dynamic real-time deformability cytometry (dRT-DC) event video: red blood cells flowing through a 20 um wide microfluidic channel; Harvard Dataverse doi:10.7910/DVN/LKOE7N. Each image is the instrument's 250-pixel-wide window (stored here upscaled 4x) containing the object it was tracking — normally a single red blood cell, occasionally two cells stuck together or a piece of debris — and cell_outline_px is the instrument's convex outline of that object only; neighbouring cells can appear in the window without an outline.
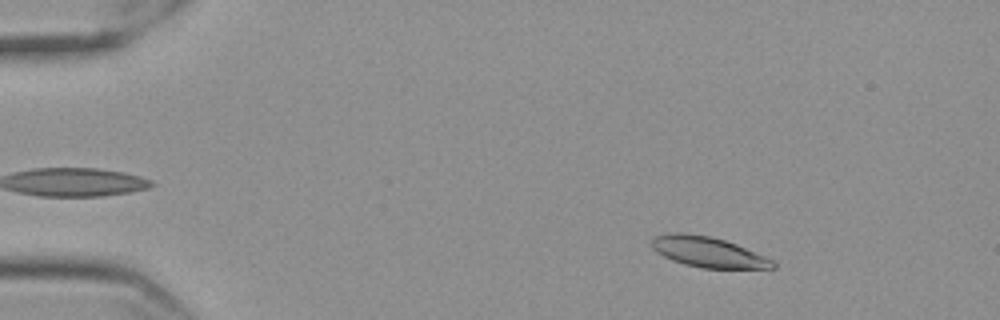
{"species": "Egyptian fruit bat (a non-hibernating species)", "species_latin": "Rousettus aegyptiacus", "temperature_condition": "cold", "stored_images_in_passage": 58, "camera_frame_rate_fps": 3000, "um_per_image_px": 0.085, "frame": {"image": 1, "passage_image": 8, "time_ms": 2.333, "image_size_px": [1000, 320], "cell_outline_px": [[776, 268], [700, 268], [684, 264], [672, 260], [656, 252], [652, 248], [652, 240], [656, 236], [668, 232], [680, 232], [708, 236], [724, 240], [736, 244], [764, 256], [772, 260], [776, 264]], "centroid_in_image_um": [60.16, 21.42], "position_along_channel_um": 24.8, "area_um2": 21.27}}
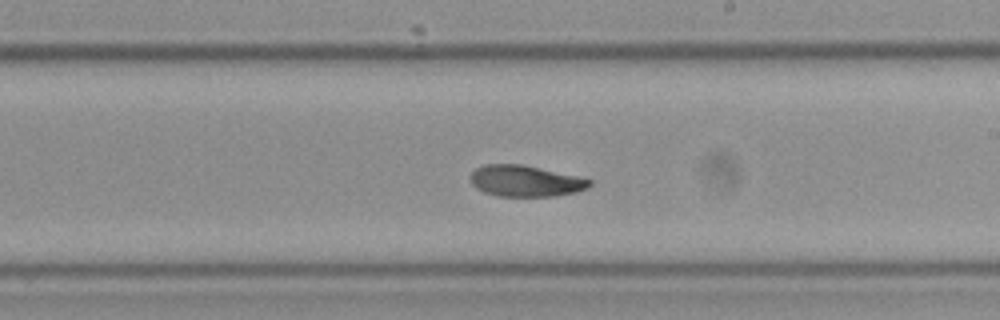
{"frame": {"image": 2, "passage_image": 34, "time_ms": 11.0, "image_size_px": [1000, 320], "cell_outline_px": [[592, 184], [588, 188], [576, 192], [556, 196], [496, 196], [484, 192], [476, 188], [472, 184], [468, 176], [476, 168], [484, 164], [520, 164], [576, 176], [592, 180]], "centroid_in_image_um": [44.62, 15.39], "position_along_channel_um": 244.4, "area_um2": 21.68}}
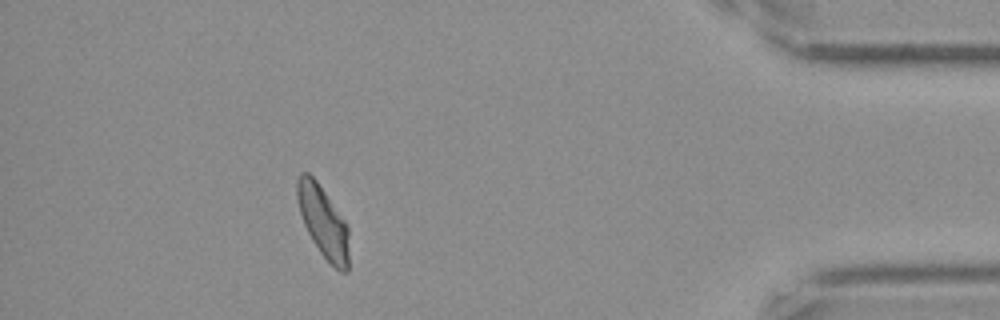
{"frame": {"image": 3, "passage_image": 52, "time_ms": 17.0, "image_size_px": [1000, 320], "cell_outline_px": [[348, 272], [340, 272], [320, 252], [312, 240], [304, 224], [300, 212], [296, 196], [296, 180], [300, 172], [308, 172], [316, 180], [344, 220], [348, 228]], "centroid_in_image_um": [27.45, 18.83], "position_along_channel_um": 407.8, "area_um2": 21.27}, "authors_computed_cell_mechanics": {"area_um2": 22.0796, "velocity_mm_per_s": 3.5067, "shape_relaxation_time_tau1_ms": 7.9366, "shape_relaxation_time_tau2_ms": 3.5293, "deformation_change_tau1": 0.1811, "deformation_change_tau2": 0.079}}